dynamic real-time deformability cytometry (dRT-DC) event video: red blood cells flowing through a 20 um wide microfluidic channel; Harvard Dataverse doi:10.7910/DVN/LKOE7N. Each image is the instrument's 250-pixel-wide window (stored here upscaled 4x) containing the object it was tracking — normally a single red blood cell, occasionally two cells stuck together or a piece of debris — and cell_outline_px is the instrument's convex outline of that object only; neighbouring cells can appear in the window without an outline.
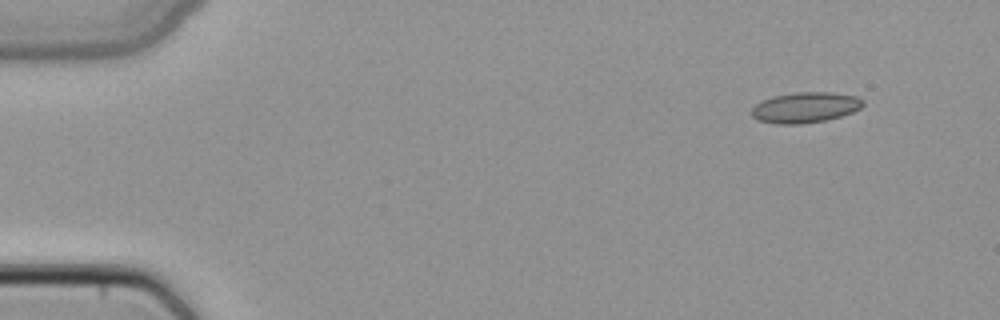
{"species": "common noctule bat (a hibernating species)", "species_latin": "Nyctalus noctula", "temperature_condition": "cold", "stored_images_in_passage": 6, "segment_of_instrument_passage": [2, 2], "camera_frame_rate_fps": 3000, "um_per_image_px": 0.085, "animal": {"sex": "female", "body_mass_g": 22.7, "forearm_length_mm": 54.2}, "frame": {"image": 1, "passage_image": 6, "time_ms": 1.667, "image_size_px": [1000, 320], "cell_outline_px": [[864, 104], [860, 108], [852, 112], [840, 116], [824, 120], [800, 124], [776, 124], [756, 120], [752, 116], [752, 108], [756, 104], [772, 96], [796, 92], [832, 92], [856, 96], [864, 100]], "centroid_in_image_um": [68.44, 9.13], "position_along_channel_um": 16.6, "area_um2": 19.83}}